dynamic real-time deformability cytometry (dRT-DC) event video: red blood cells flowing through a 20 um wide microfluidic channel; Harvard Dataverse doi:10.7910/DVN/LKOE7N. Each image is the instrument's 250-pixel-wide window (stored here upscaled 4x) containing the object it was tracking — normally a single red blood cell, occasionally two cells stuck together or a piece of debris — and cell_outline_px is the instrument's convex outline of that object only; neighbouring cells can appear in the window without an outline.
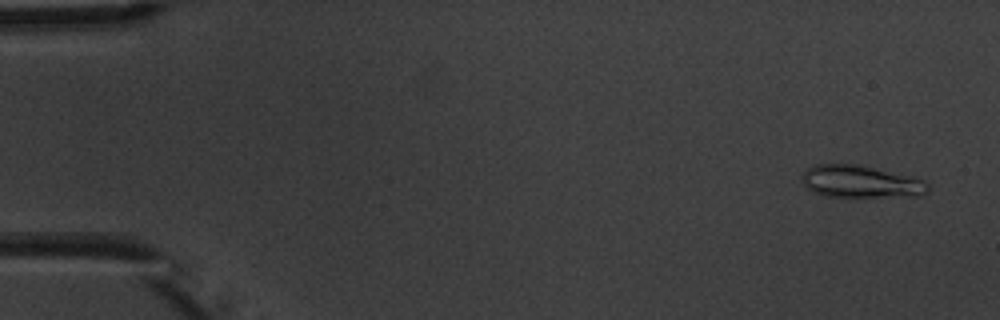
{"species": "common noctule bat (a hibernating species)", "species_latin": "Nyctalus noctula", "temperature_condition": "warm", "stored_images_in_passage": 4, "camera_frame_rate_fps": 3000, "um_per_image_px": 0.085, "animal": {"sex": "male", "body_mass_g": 20.1, "forearm_length_mm": 53.5}, "frame": {"image": 1, "passage_image": 1, "time_ms": 0.0, "image_size_px": [1000, 320], "cell_outline_px": [[928, 192], [924, 196], [824, 196], [812, 192], [804, 184], [800, 176], [808, 168], [816, 164], [856, 164], [912, 176], [924, 180], [928, 184]], "centroid_in_image_um": [73.17, 15.44], "position_along_channel_um": 11.8, "area_um2": 23.7}}